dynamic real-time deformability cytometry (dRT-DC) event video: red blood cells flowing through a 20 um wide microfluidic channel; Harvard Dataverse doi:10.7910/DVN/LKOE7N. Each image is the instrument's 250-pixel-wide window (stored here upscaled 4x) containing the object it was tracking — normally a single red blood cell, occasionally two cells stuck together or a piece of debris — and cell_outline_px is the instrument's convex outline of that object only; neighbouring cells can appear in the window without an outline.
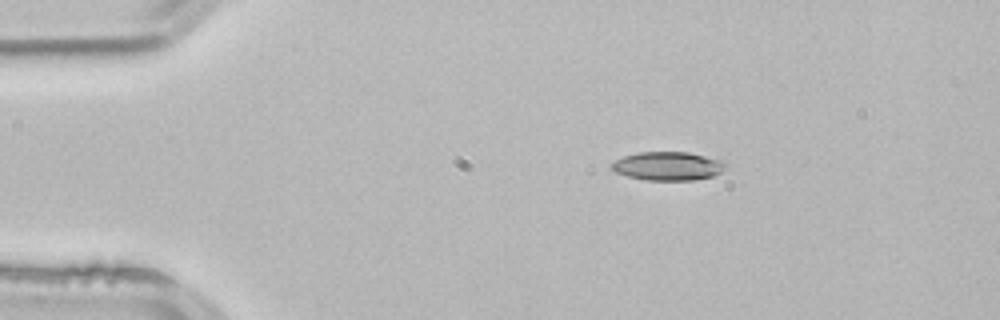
{"species": "common noctule bat (a hibernating species)", "species_latin": "Nyctalus noctula", "temperature_condition": "room temperature", "stored_images_in_passage": 2, "camera_frame_rate_fps": 3000, "um_per_image_px": 0.085, "animal": {"sex": "male", "body_mass_g": 21.5, "forearm_length_mm": 52.0}, "frame": {"image": 1, "passage_image": 1, "time_ms": 0.0, "image_size_px": [1000, 320], "cell_outline_px": [[728, 164], [720, 172], [712, 176], [692, 180], [648, 180], [628, 176], [616, 172], [608, 164], [624, 156], [636, 152], [688, 152], [728, 160]], "centroid_in_image_um": [56.82, 14.1], "position_along_channel_um": 28.2, "area_um2": 19.19}}